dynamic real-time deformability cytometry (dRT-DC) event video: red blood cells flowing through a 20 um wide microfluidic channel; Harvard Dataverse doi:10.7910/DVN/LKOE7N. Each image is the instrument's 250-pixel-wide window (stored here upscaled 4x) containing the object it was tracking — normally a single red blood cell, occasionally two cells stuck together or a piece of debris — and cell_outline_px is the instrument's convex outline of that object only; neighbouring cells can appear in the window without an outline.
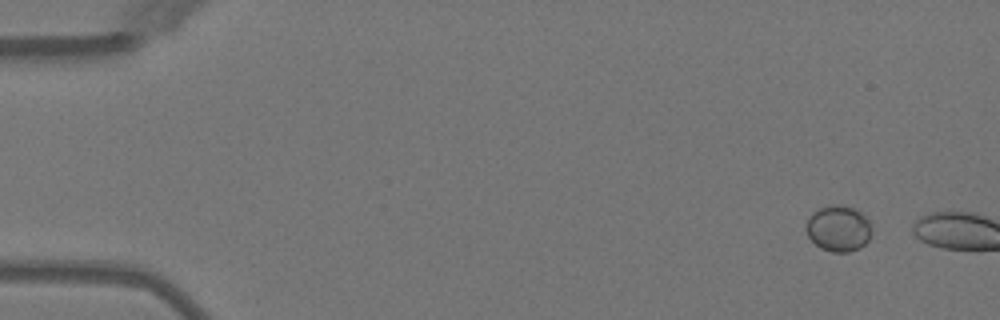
{"species": "Egyptian fruit bat (a non-hibernating species)", "species_latin": "Rousettus aegyptiacus", "temperature_condition": "warm", "stored_images_in_passage": 6, "camera_frame_rate_fps": 3000, "um_per_image_px": 0.085, "animal": {"sex": "female"}, "frame": {"image": 1, "passage_image": 4, "time_ms": 1.0, "image_size_px": [1000, 320], "cell_outline_px": [[872, 232], [868, 240], [860, 248], [848, 252], [832, 252], [820, 248], [808, 236], [808, 216], [812, 212], [828, 204], [840, 204], [856, 208], [872, 224]], "centroid_in_image_um": [71.3, 19.4], "position_along_channel_um": 13.7, "area_um2": 17.69}}